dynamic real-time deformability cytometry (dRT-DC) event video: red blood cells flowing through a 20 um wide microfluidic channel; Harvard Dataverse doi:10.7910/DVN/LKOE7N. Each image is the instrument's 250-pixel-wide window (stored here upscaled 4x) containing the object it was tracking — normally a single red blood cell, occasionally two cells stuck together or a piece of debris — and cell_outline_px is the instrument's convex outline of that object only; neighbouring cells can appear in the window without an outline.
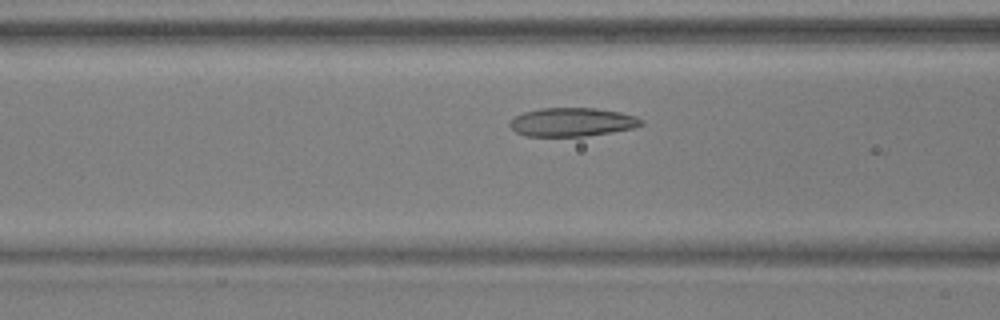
{"species": "common noctule bat (a hibernating species)", "species_latin": "Nyctalus noctula", "temperature_condition": "warm", "stored_images_in_passage": 47, "camera_frame_rate_fps": 3000, "um_per_image_px": 0.085, "animal": {"sex": "male", "body_mass_g": 17.9, "forearm_length_mm": 54.2}, "frame": {"image": 1, "passage_image": 16, "time_ms": 5.0, "image_size_px": [1000, 320], "cell_outline_px": [[644, 124], [632, 128], [612, 132], [584, 136], [524, 136], [516, 132], [508, 124], [508, 120], [524, 112], [540, 108], [596, 108], [620, 112], [636, 116], [644, 120]], "centroid_in_image_um": [48.62, 10.37], "position_along_channel_um": 118.0, "area_um2": 22.02}}
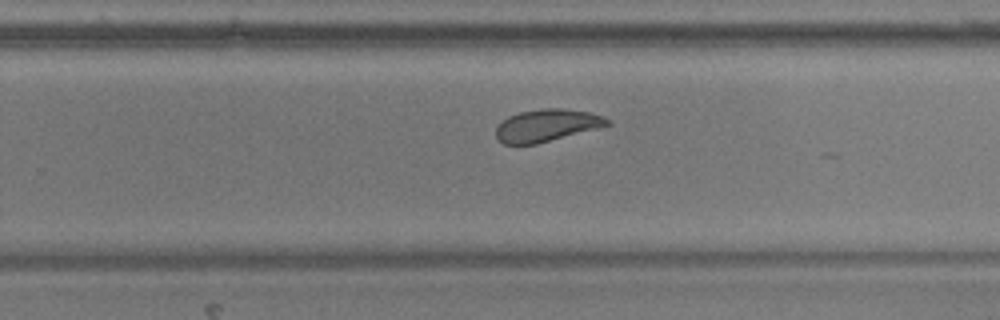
{"frame": {"image": 2, "passage_image": 29, "time_ms": 9.333, "image_size_px": [1000, 320], "cell_outline_px": [[612, 124], [600, 128], [536, 144], [504, 144], [496, 136], [496, 128], [508, 116], [520, 112], [540, 108], [564, 108], [592, 112], [604, 116]], "centroid_in_image_um": [46.53, 10.64], "position_along_channel_um": 283.3, "area_um2": 21.04}}
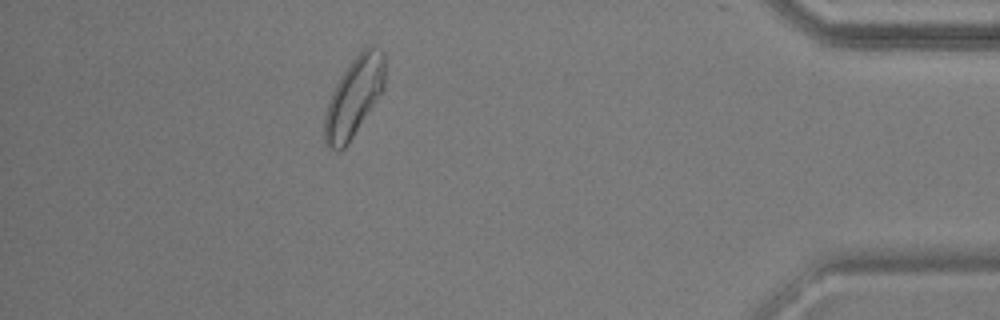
{"frame": {"image": 3, "passage_image": 42, "time_ms": 13.667, "image_size_px": [1000, 320], "cell_outline_px": [[384, 88], [348, 144], [340, 152], [336, 152], [328, 148], [324, 144], [324, 116], [328, 100], [340, 76], [348, 64], [364, 48], [372, 44], [384, 52]], "centroid_in_image_um": [30.06, 8.27], "position_along_channel_um": 405.1, "area_um2": 27.92}, "authors_computed_cell_mechanics": {"area_um2": 23.5246, "velocity_mm_per_s": 3.8251, "shape_relaxation_time_tau1_ms": 4.0884, "shape_relaxation_time_tau2_ms": 2.5284, "deformation_change_tau1": 0.1242, "deformation_change_tau2": 0.0704}}